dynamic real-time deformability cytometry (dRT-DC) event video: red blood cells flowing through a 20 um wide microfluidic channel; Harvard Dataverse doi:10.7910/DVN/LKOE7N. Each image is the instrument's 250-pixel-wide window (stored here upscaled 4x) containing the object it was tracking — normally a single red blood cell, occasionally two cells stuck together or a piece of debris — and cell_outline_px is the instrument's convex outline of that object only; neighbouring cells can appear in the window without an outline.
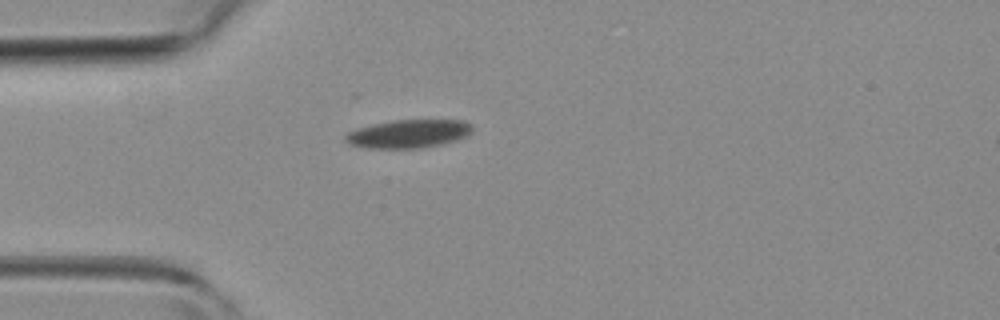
{"species": "common noctule bat (a hibernating species)", "species_latin": "Nyctalus noctula", "temperature_condition": "room temperature", "stored_images_in_passage": 3, "camera_frame_rate_fps": 3000, "um_per_image_px": 0.085, "animal": {"sex": "female", "body_mass_g": 19.3, "forearm_length_mm": 54.1}, "frame": {"image": 1, "passage_image": 3, "time_ms": 2.333, "image_size_px": [1000, 320], "cell_outline_px": [[472, 132], [468, 136], [444, 144], [424, 148], [364, 148], [348, 144], [344, 140], [344, 136], [348, 132], [356, 128], [372, 124], [392, 120], [464, 120], [472, 124]], "centroid_in_image_um": [34.72, 11.37], "position_along_channel_um": 50.3, "area_um2": 21.33}}